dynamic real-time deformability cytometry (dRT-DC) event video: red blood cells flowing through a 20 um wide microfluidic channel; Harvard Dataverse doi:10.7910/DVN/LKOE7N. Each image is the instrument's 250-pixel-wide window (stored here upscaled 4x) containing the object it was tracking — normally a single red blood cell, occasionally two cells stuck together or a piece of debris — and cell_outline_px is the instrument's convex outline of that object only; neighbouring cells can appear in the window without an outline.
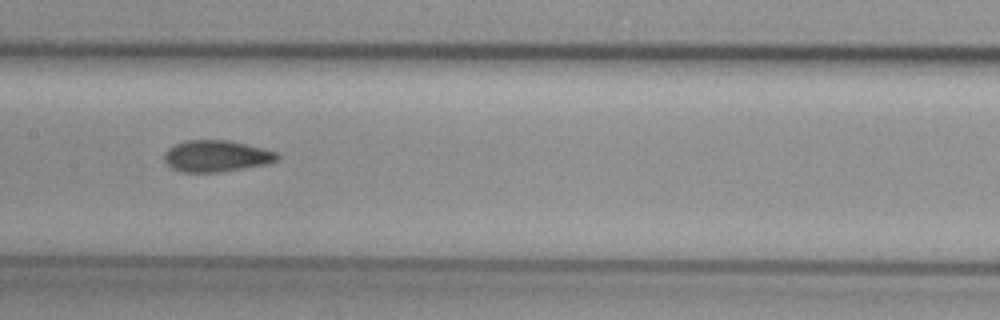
{"species": "common noctule bat (a hibernating species)", "species_latin": "Nyctalus noctula", "temperature_condition": "cold", "stored_images_in_passage": 38, "camera_frame_rate_fps": 3000, "um_per_image_px": 0.085, "animal": {"sex": "female", "body_mass_g": 29.2, "forearm_length_mm": 56.3}, "frame": {"image": 1, "passage_image": 12, "time_ms": 3.667, "image_size_px": [1000, 320], "cell_outline_px": [[280, 156], [276, 160], [264, 164], [216, 172], [180, 172], [172, 168], [164, 160], [164, 152], [168, 148], [184, 140], [228, 140], [276, 152]], "centroid_in_image_um": [18.31, 13.26], "position_along_channel_um": 189.1, "area_um2": 20.35}}
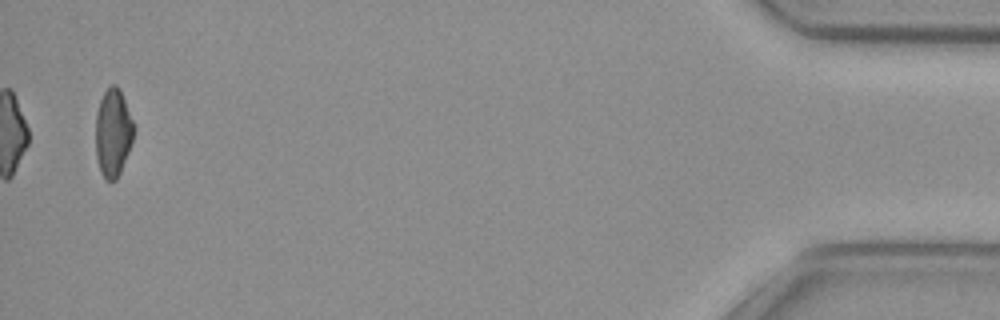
{"frame": {"image": 2, "passage_image": 38, "time_ms": 12.333, "image_size_px": [1000, 320], "cell_outline_px": [[132, 140], [128, 152], [120, 172], [116, 180], [104, 180], [100, 172], [96, 156], [96, 112], [100, 100], [104, 92], [112, 84], [116, 84], [120, 88], [132, 120]], "centroid_in_image_um": [9.57, 11.28], "position_along_channel_um": 425.6, "area_um2": 19.25}, "authors_computed_cell_mechanics": {"area_um2": 20.6924, "velocity_mm_per_s": 3.7406, "shape_relaxation_time_tau1_ms": 9.1533, "shape_relaxation_time_tau2_ms": 1.6574, "deformation_change_tau1": 0.1441, "deformation_change_tau2": 0.0845}}